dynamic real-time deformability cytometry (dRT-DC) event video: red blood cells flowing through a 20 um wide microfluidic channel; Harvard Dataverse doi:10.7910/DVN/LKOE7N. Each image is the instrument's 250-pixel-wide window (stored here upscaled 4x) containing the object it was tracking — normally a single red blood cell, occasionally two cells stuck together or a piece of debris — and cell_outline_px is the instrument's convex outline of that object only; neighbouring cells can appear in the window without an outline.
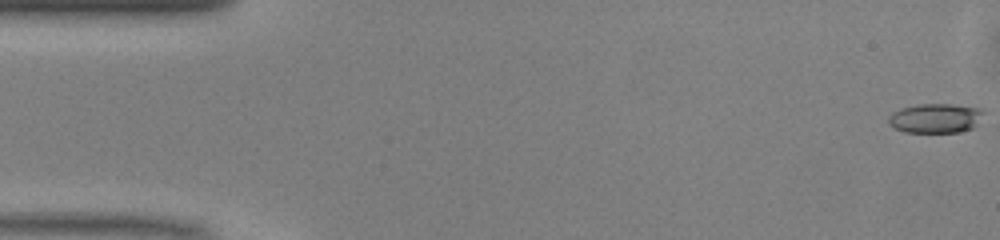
{"species": "common noctule bat (a hibernating species)", "species_latin": "Nyctalus noctula", "temperature_condition": "warm", "stored_images_in_passage": 50, "camera_frame_rate_fps": 3000, "um_per_image_px": 0.085, "animal": {"sex": "male", "body_mass_g": 13.0, "forearm_length_mm": 53.1}, "frame": {"image": 1, "passage_image": 1, "time_ms": 0.0, "image_size_px": [1000, 240], "cell_outline_px": [[984, 112], [976, 124], [972, 128], [960, 132], [904, 132], [888, 124], [888, 116], [892, 112], [900, 108], [920, 104], [952, 104], [980, 108]], "centroid_in_image_um": [79.48, 10.04], "position_along_channel_um": 5.5, "area_um2": 16.3}}
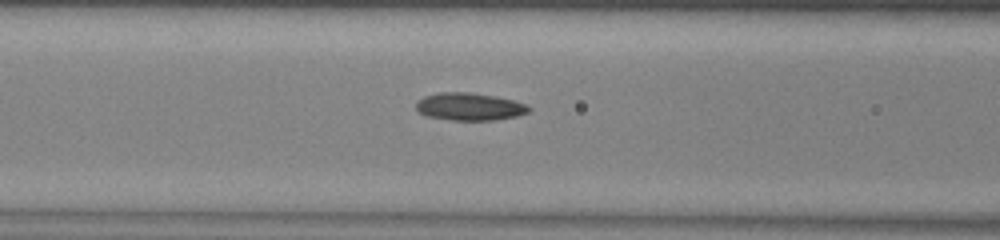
{"frame": {"image": 2, "passage_image": 20, "time_ms": 6.333, "image_size_px": [1000, 240], "cell_outline_px": [[532, 108], [528, 112], [516, 116], [496, 120], [452, 120], [424, 116], [416, 108], [416, 104], [424, 96], [440, 92], [468, 92], [492, 96], [512, 100], [528, 104]], "centroid_in_image_um": [39.91, 9.07], "position_along_channel_um": 126.7, "area_um2": 18.03}}
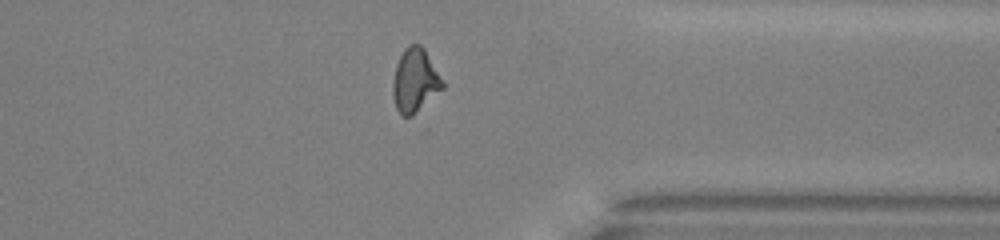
{"frame": {"image": 3, "passage_image": 39, "time_ms": 12.667, "image_size_px": [1000, 240], "cell_outline_px": [[444, 88], [412, 116], [400, 116], [396, 108], [392, 92], [392, 80], [396, 64], [404, 48], [408, 44], [420, 44], [424, 48], [444, 80]], "centroid_in_image_um": [35.27, 6.84], "position_along_channel_um": 376.1, "area_um2": 18.73}, "authors_computed_cell_mechanics": {"area_um2": 17.6868, "velocity_mm_per_s": 4.0921, "shape_relaxation_time_tau1_ms": null, "shape_relaxation_time_tau2_ms": 2.2028, "deformation_change_tau1": null, "deformation_change_tau2": 0.1155}}